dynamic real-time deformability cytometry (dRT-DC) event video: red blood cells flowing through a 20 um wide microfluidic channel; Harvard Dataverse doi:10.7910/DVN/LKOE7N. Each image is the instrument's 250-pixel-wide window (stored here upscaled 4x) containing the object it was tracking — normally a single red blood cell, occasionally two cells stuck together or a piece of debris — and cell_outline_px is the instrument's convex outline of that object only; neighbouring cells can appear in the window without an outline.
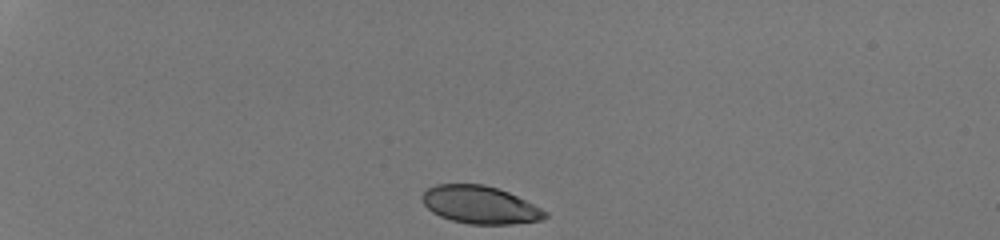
{"species": "human", "species_latin": "Homo sapiens", "temperature_condition": "room temperature", "stored_images_in_passage": 33, "camera_frame_rate_fps": 3000, "um_per_image_px": 0.085, "donor": {"sex": "male"}, "frame": {"image": 1, "passage_image": 1, "time_ms": 0.0, "image_size_px": [1000, 240], "cell_outline_px": [[548, 216], [544, 220], [512, 224], [468, 224], [452, 220], [440, 216], [432, 212], [420, 200], [420, 196], [428, 188], [436, 184], [484, 184], [508, 192], [548, 212]], "centroid_in_image_um": [40.78, 17.42], "position_along_channel_um": 44.2, "area_um2": 26.99}}
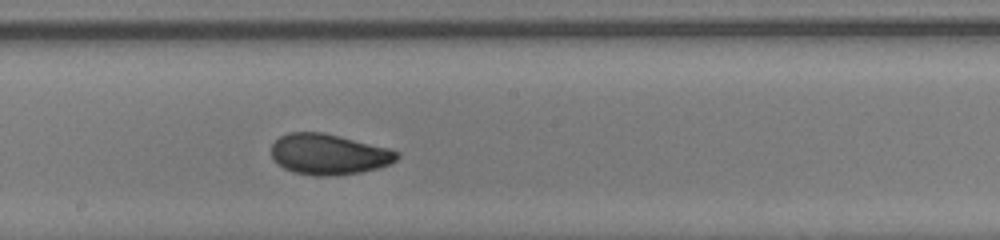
{"frame": {"image": 2, "passage_image": 19, "time_ms": 6.0, "image_size_px": [1000, 240], "cell_outline_px": [[400, 156], [396, 160], [388, 164], [376, 168], [360, 172], [332, 176], [316, 176], [296, 172], [284, 168], [272, 156], [272, 144], [280, 136], [288, 132], [324, 132], [388, 148], [400, 152]], "centroid_in_image_um": [27.95, 13.1], "position_along_channel_um": 220.2, "area_um2": 29.54}}
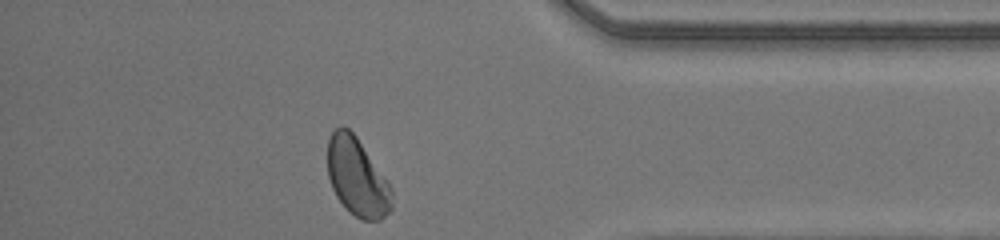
{"frame": {"image": 3, "passage_image": 33, "time_ms": 10.667, "image_size_px": [1000, 240], "cell_outline_px": [[392, 208], [380, 220], [364, 220], [356, 216], [336, 196], [332, 188], [328, 176], [328, 140], [332, 132], [340, 124], [344, 124], [356, 136], [388, 180], [392, 188]], "centroid_in_image_um": [30.37, 15.02], "position_along_channel_um": 404.8, "area_um2": 29.13}, "authors_computed_cell_mechanics": {"area_um2": 29.3624, "velocity_mm_per_s": 4.262, "shape_relaxation_time_tau1_ms": 3.4247, "shape_relaxation_time_tau2_ms": 0.7371, "deformation_change_tau1": 0.116, "deformation_change_tau2": 0.0481}}